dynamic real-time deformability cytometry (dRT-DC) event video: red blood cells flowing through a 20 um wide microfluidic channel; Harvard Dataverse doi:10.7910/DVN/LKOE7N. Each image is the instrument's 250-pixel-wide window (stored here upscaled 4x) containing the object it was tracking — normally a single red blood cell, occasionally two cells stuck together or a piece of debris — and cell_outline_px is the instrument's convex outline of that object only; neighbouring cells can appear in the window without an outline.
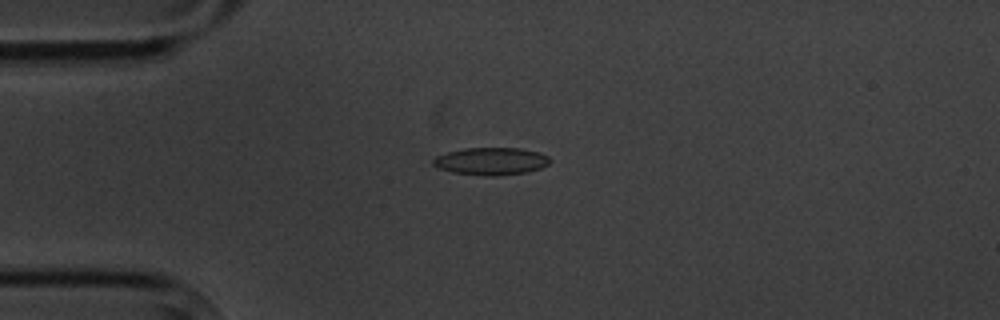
{"species": "common noctule bat (a hibernating species)", "species_latin": "Nyctalus noctula", "temperature_condition": "cold", "stored_images_in_passage": 11, "camera_frame_rate_fps": 3000, "um_per_image_px": 0.085, "animal": {"sex": "male", "body_mass_g": 20.1, "forearm_length_mm": 53.5}, "frame": {"image": 1, "passage_image": 4, "time_ms": 4.333, "image_size_px": [1000, 320], "cell_outline_px": [[552, 160], [548, 164], [540, 168], [528, 172], [496, 176], [488, 176], [452, 172], [436, 168], [432, 164], [432, 160], [436, 156], [448, 152], [464, 148], [520, 148], [540, 152], [548, 156]], "centroid_in_image_um": [41.74, 13.7], "position_along_channel_um": 43.3, "area_um2": 18.84}}
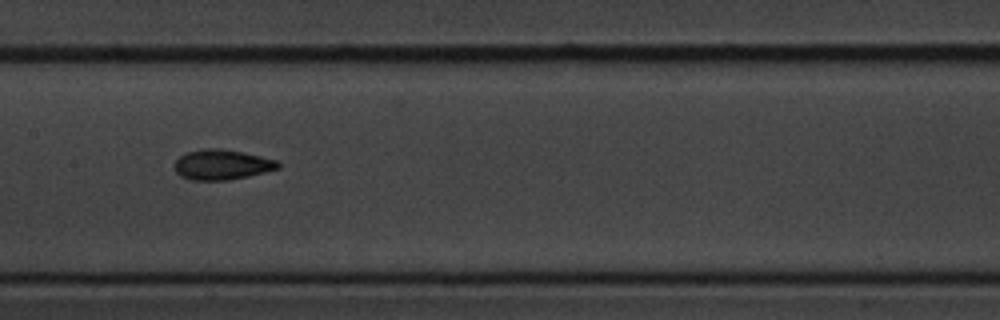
{"frame": {"image": 2, "passage_image": 8, "time_ms": 9.0, "image_size_px": [1000, 320], "cell_outline_px": [[280, 168], [248, 176], [228, 180], [192, 180], [180, 176], [176, 172], [172, 164], [184, 152], [204, 148], [220, 148], [260, 156], [276, 160], [280, 164]], "centroid_in_image_um": [18.8, 13.99], "position_along_channel_um": 188.6, "area_um2": 18.26}}
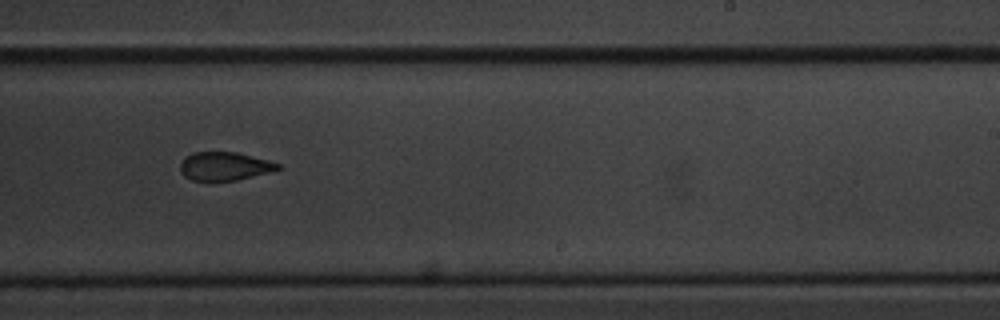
{"frame": {"image": 3, "passage_image": 10, "time_ms": 11.333, "image_size_px": [1000, 320], "cell_outline_px": [[280, 168], [268, 172], [236, 180], [212, 184], [192, 180], [184, 176], [180, 172], [180, 164], [184, 156], [192, 152], [236, 152], [268, 160], [280, 164]], "centroid_in_image_um": [19.0, 14.16], "position_along_channel_um": 270.0, "area_um2": 16.65}}